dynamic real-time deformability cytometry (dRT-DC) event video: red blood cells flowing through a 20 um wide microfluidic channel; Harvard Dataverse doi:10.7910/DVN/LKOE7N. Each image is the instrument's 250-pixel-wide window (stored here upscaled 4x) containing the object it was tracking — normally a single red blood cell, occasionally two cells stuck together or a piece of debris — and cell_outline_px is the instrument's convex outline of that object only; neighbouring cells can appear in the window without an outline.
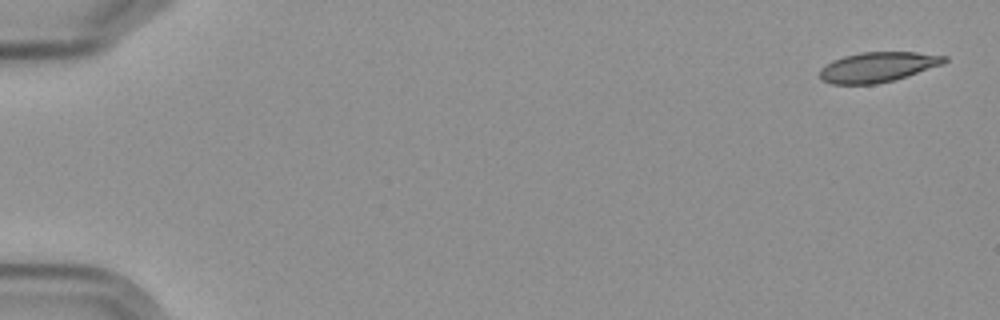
{"species": "Egyptian fruit bat (a non-hibernating species)", "species_latin": "Rousettus aegyptiacus", "temperature_condition": "cold", "stored_images_in_passage": 5, "camera_frame_rate_fps": 3000, "um_per_image_px": 0.085, "frame": {"image": 1, "passage_image": 1, "time_ms": 0.0, "image_size_px": [1000, 320], "cell_outline_px": [[948, 60], [944, 64], [896, 80], [876, 84], [832, 84], [820, 80], [820, 68], [832, 60], [844, 56], [860, 52], [916, 52], [948, 56]], "centroid_in_image_um": [74.62, 5.7], "position_along_channel_um": 10.4, "area_um2": 22.08}}
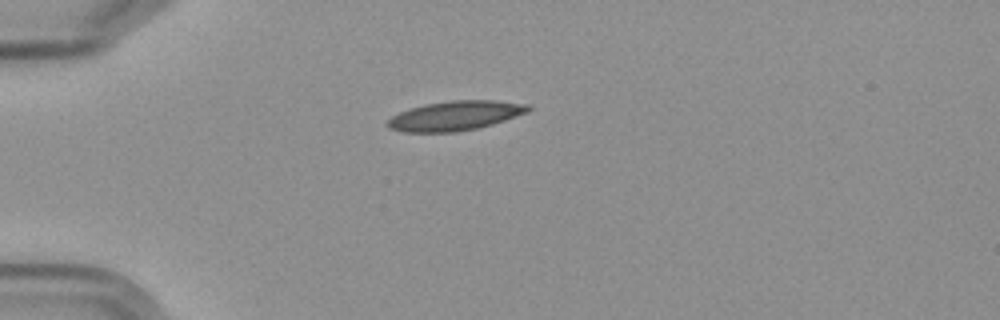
{"frame": {"image": 2, "passage_image": 5, "time_ms": 4.667, "image_size_px": [1000, 320], "cell_outline_px": [[532, 108], [528, 112], [492, 124], [476, 128], [456, 132], [404, 132], [388, 128], [384, 124], [392, 116], [408, 108], [424, 104], [452, 100], [496, 100], [528, 104]], "centroid_in_image_um": [38.66, 9.83], "position_along_channel_um": 46.3, "area_um2": 24.28}}